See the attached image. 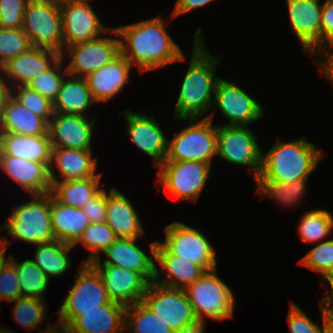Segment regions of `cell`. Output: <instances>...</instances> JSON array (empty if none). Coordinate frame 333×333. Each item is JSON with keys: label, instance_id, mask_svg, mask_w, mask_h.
<instances>
[{"label": "cell", "instance_id": "cell-1", "mask_svg": "<svg viewBox=\"0 0 333 333\" xmlns=\"http://www.w3.org/2000/svg\"><path fill=\"white\" fill-rule=\"evenodd\" d=\"M162 17L115 27L120 39V53L141 74L186 59L166 30Z\"/></svg>", "mask_w": 333, "mask_h": 333}, {"label": "cell", "instance_id": "cell-2", "mask_svg": "<svg viewBox=\"0 0 333 333\" xmlns=\"http://www.w3.org/2000/svg\"><path fill=\"white\" fill-rule=\"evenodd\" d=\"M201 27L194 34L189 68L183 76L174 108V118H203L212 109L215 88L220 77L216 69L221 58L211 54L201 37Z\"/></svg>", "mask_w": 333, "mask_h": 333}, {"label": "cell", "instance_id": "cell-3", "mask_svg": "<svg viewBox=\"0 0 333 333\" xmlns=\"http://www.w3.org/2000/svg\"><path fill=\"white\" fill-rule=\"evenodd\" d=\"M322 155V150L305 137L289 142L279 139L267 153L262 152L261 169L255 180L284 183L309 178Z\"/></svg>", "mask_w": 333, "mask_h": 333}, {"label": "cell", "instance_id": "cell-4", "mask_svg": "<svg viewBox=\"0 0 333 333\" xmlns=\"http://www.w3.org/2000/svg\"><path fill=\"white\" fill-rule=\"evenodd\" d=\"M142 302L175 333H205L185 290L150 282Z\"/></svg>", "mask_w": 333, "mask_h": 333}, {"label": "cell", "instance_id": "cell-5", "mask_svg": "<svg viewBox=\"0 0 333 333\" xmlns=\"http://www.w3.org/2000/svg\"><path fill=\"white\" fill-rule=\"evenodd\" d=\"M214 112L204 118H178L189 121L168 140V152L164 161H196L212 164L217 156V125H213Z\"/></svg>", "mask_w": 333, "mask_h": 333}, {"label": "cell", "instance_id": "cell-6", "mask_svg": "<svg viewBox=\"0 0 333 333\" xmlns=\"http://www.w3.org/2000/svg\"><path fill=\"white\" fill-rule=\"evenodd\" d=\"M32 196L30 202L11 208L10 216L0 230L14 239L33 245L53 241L55 235L51 222V194Z\"/></svg>", "mask_w": 333, "mask_h": 333}, {"label": "cell", "instance_id": "cell-7", "mask_svg": "<svg viewBox=\"0 0 333 333\" xmlns=\"http://www.w3.org/2000/svg\"><path fill=\"white\" fill-rule=\"evenodd\" d=\"M195 316L205 328L206 317L215 321L232 318L235 296L230 287L217 274V269L205 272L185 289Z\"/></svg>", "mask_w": 333, "mask_h": 333}, {"label": "cell", "instance_id": "cell-8", "mask_svg": "<svg viewBox=\"0 0 333 333\" xmlns=\"http://www.w3.org/2000/svg\"><path fill=\"white\" fill-rule=\"evenodd\" d=\"M76 281L68 291L58 310V330H64L80 311L100 308V304L112 303L102 278L89 263H81Z\"/></svg>", "mask_w": 333, "mask_h": 333}, {"label": "cell", "instance_id": "cell-9", "mask_svg": "<svg viewBox=\"0 0 333 333\" xmlns=\"http://www.w3.org/2000/svg\"><path fill=\"white\" fill-rule=\"evenodd\" d=\"M22 30L32 47L48 48L62 54L64 41L59 6L29 0L24 11Z\"/></svg>", "mask_w": 333, "mask_h": 333}, {"label": "cell", "instance_id": "cell-10", "mask_svg": "<svg viewBox=\"0 0 333 333\" xmlns=\"http://www.w3.org/2000/svg\"><path fill=\"white\" fill-rule=\"evenodd\" d=\"M157 183L173 198L197 202L210 176L211 165L196 161H163L156 170Z\"/></svg>", "mask_w": 333, "mask_h": 333}, {"label": "cell", "instance_id": "cell-11", "mask_svg": "<svg viewBox=\"0 0 333 333\" xmlns=\"http://www.w3.org/2000/svg\"><path fill=\"white\" fill-rule=\"evenodd\" d=\"M160 243L171 253L201 266L206 272L217 268L216 251L203 232L182 222L165 226Z\"/></svg>", "mask_w": 333, "mask_h": 333}, {"label": "cell", "instance_id": "cell-12", "mask_svg": "<svg viewBox=\"0 0 333 333\" xmlns=\"http://www.w3.org/2000/svg\"><path fill=\"white\" fill-rule=\"evenodd\" d=\"M258 136L248 126L217 125V155L223 161L247 166L255 180L260 173L262 151Z\"/></svg>", "mask_w": 333, "mask_h": 333}, {"label": "cell", "instance_id": "cell-13", "mask_svg": "<svg viewBox=\"0 0 333 333\" xmlns=\"http://www.w3.org/2000/svg\"><path fill=\"white\" fill-rule=\"evenodd\" d=\"M115 37L100 36L66 47L61 57H66L67 52L68 57H71L70 63L66 65L68 75L85 78L112 61L120 53V39L116 28Z\"/></svg>", "mask_w": 333, "mask_h": 333}, {"label": "cell", "instance_id": "cell-14", "mask_svg": "<svg viewBox=\"0 0 333 333\" xmlns=\"http://www.w3.org/2000/svg\"><path fill=\"white\" fill-rule=\"evenodd\" d=\"M64 48L103 36L115 35V27L102 24L89 0H77L60 7Z\"/></svg>", "mask_w": 333, "mask_h": 333}, {"label": "cell", "instance_id": "cell-15", "mask_svg": "<svg viewBox=\"0 0 333 333\" xmlns=\"http://www.w3.org/2000/svg\"><path fill=\"white\" fill-rule=\"evenodd\" d=\"M213 107L229 120L224 126H249L264 115L262 106L237 83L220 78L216 84Z\"/></svg>", "mask_w": 333, "mask_h": 333}, {"label": "cell", "instance_id": "cell-16", "mask_svg": "<svg viewBox=\"0 0 333 333\" xmlns=\"http://www.w3.org/2000/svg\"><path fill=\"white\" fill-rule=\"evenodd\" d=\"M119 115L125 117L126 134L131 142L148 157L153 158L156 169L166 159L168 152L169 139L161 125L154 116L146 114V111L136 113L128 109Z\"/></svg>", "mask_w": 333, "mask_h": 333}, {"label": "cell", "instance_id": "cell-17", "mask_svg": "<svg viewBox=\"0 0 333 333\" xmlns=\"http://www.w3.org/2000/svg\"><path fill=\"white\" fill-rule=\"evenodd\" d=\"M91 266L102 278L112 302L125 307L142 302L150 282L141 273L107 265Z\"/></svg>", "mask_w": 333, "mask_h": 333}, {"label": "cell", "instance_id": "cell-18", "mask_svg": "<svg viewBox=\"0 0 333 333\" xmlns=\"http://www.w3.org/2000/svg\"><path fill=\"white\" fill-rule=\"evenodd\" d=\"M136 241L137 239L132 238H118L103 252L109 258L103 262L97 258L89 264L114 266L135 271L152 282L155 278V248L158 241L150 243L152 257L147 255L139 245H136L138 244Z\"/></svg>", "mask_w": 333, "mask_h": 333}, {"label": "cell", "instance_id": "cell-19", "mask_svg": "<svg viewBox=\"0 0 333 333\" xmlns=\"http://www.w3.org/2000/svg\"><path fill=\"white\" fill-rule=\"evenodd\" d=\"M54 113L48 123L52 147L92 150L96 117Z\"/></svg>", "mask_w": 333, "mask_h": 333}, {"label": "cell", "instance_id": "cell-20", "mask_svg": "<svg viewBox=\"0 0 333 333\" xmlns=\"http://www.w3.org/2000/svg\"><path fill=\"white\" fill-rule=\"evenodd\" d=\"M291 29L305 53L314 56L320 50V0H286Z\"/></svg>", "mask_w": 333, "mask_h": 333}, {"label": "cell", "instance_id": "cell-21", "mask_svg": "<svg viewBox=\"0 0 333 333\" xmlns=\"http://www.w3.org/2000/svg\"><path fill=\"white\" fill-rule=\"evenodd\" d=\"M156 264L161 267V271L155 266L154 282L176 289L185 290L206 272L190 260L171 254L159 240L155 248Z\"/></svg>", "mask_w": 333, "mask_h": 333}, {"label": "cell", "instance_id": "cell-22", "mask_svg": "<svg viewBox=\"0 0 333 333\" xmlns=\"http://www.w3.org/2000/svg\"><path fill=\"white\" fill-rule=\"evenodd\" d=\"M98 158L92 150L52 147L49 176L51 182L81 180L95 177ZM60 174H56L55 171ZM61 180H60V177Z\"/></svg>", "mask_w": 333, "mask_h": 333}, {"label": "cell", "instance_id": "cell-23", "mask_svg": "<svg viewBox=\"0 0 333 333\" xmlns=\"http://www.w3.org/2000/svg\"><path fill=\"white\" fill-rule=\"evenodd\" d=\"M0 169L31 196L51 192L49 168L42 162L5 155L0 150Z\"/></svg>", "mask_w": 333, "mask_h": 333}, {"label": "cell", "instance_id": "cell-24", "mask_svg": "<svg viewBox=\"0 0 333 333\" xmlns=\"http://www.w3.org/2000/svg\"><path fill=\"white\" fill-rule=\"evenodd\" d=\"M132 67L119 53L108 64L86 76L85 80L94 100L105 103L121 93L130 80Z\"/></svg>", "mask_w": 333, "mask_h": 333}, {"label": "cell", "instance_id": "cell-25", "mask_svg": "<svg viewBox=\"0 0 333 333\" xmlns=\"http://www.w3.org/2000/svg\"><path fill=\"white\" fill-rule=\"evenodd\" d=\"M60 57L61 54L55 50L31 47L26 52L10 59L2 67L12 88L27 86L33 78L48 70Z\"/></svg>", "mask_w": 333, "mask_h": 333}, {"label": "cell", "instance_id": "cell-26", "mask_svg": "<svg viewBox=\"0 0 333 333\" xmlns=\"http://www.w3.org/2000/svg\"><path fill=\"white\" fill-rule=\"evenodd\" d=\"M126 307L119 303L100 304V308L80 311L63 331L66 333H125Z\"/></svg>", "mask_w": 333, "mask_h": 333}, {"label": "cell", "instance_id": "cell-27", "mask_svg": "<svg viewBox=\"0 0 333 333\" xmlns=\"http://www.w3.org/2000/svg\"><path fill=\"white\" fill-rule=\"evenodd\" d=\"M106 223L118 238L138 239L145 234L132 202L115 187L106 189Z\"/></svg>", "mask_w": 333, "mask_h": 333}, {"label": "cell", "instance_id": "cell-28", "mask_svg": "<svg viewBox=\"0 0 333 333\" xmlns=\"http://www.w3.org/2000/svg\"><path fill=\"white\" fill-rule=\"evenodd\" d=\"M0 150L5 155L42 162L48 168L51 164L52 145L49 133L37 136L0 133Z\"/></svg>", "mask_w": 333, "mask_h": 333}, {"label": "cell", "instance_id": "cell-29", "mask_svg": "<svg viewBox=\"0 0 333 333\" xmlns=\"http://www.w3.org/2000/svg\"><path fill=\"white\" fill-rule=\"evenodd\" d=\"M0 133L45 135L48 133V123L11 97L2 109Z\"/></svg>", "mask_w": 333, "mask_h": 333}, {"label": "cell", "instance_id": "cell-30", "mask_svg": "<svg viewBox=\"0 0 333 333\" xmlns=\"http://www.w3.org/2000/svg\"><path fill=\"white\" fill-rule=\"evenodd\" d=\"M94 103L97 102L92 97L85 78L67 74L53 102V109L54 113L87 116L86 111Z\"/></svg>", "mask_w": 333, "mask_h": 333}, {"label": "cell", "instance_id": "cell-31", "mask_svg": "<svg viewBox=\"0 0 333 333\" xmlns=\"http://www.w3.org/2000/svg\"><path fill=\"white\" fill-rule=\"evenodd\" d=\"M51 222L55 239L74 245L89 226L90 220L81 208L59 203L51 195Z\"/></svg>", "mask_w": 333, "mask_h": 333}, {"label": "cell", "instance_id": "cell-32", "mask_svg": "<svg viewBox=\"0 0 333 333\" xmlns=\"http://www.w3.org/2000/svg\"><path fill=\"white\" fill-rule=\"evenodd\" d=\"M101 177L102 173H98L97 176L87 179L51 182L50 194L59 203L83 208L87 201L103 190L100 188Z\"/></svg>", "mask_w": 333, "mask_h": 333}, {"label": "cell", "instance_id": "cell-33", "mask_svg": "<svg viewBox=\"0 0 333 333\" xmlns=\"http://www.w3.org/2000/svg\"><path fill=\"white\" fill-rule=\"evenodd\" d=\"M34 258L31 260L42 270L50 280L53 277L63 276L71 267V257L73 245L63 241L53 240L35 245Z\"/></svg>", "mask_w": 333, "mask_h": 333}, {"label": "cell", "instance_id": "cell-34", "mask_svg": "<svg viewBox=\"0 0 333 333\" xmlns=\"http://www.w3.org/2000/svg\"><path fill=\"white\" fill-rule=\"evenodd\" d=\"M308 178L292 182L279 183L273 180H254L256 191L262 197L276 199L281 206L296 207L304 198L307 190Z\"/></svg>", "mask_w": 333, "mask_h": 333}, {"label": "cell", "instance_id": "cell-35", "mask_svg": "<svg viewBox=\"0 0 333 333\" xmlns=\"http://www.w3.org/2000/svg\"><path fill=\"white\" fill-rule=\"evenodd\" d=\"M10 261L16 268V274L19 279L20 296L44 300L50 280L42 270L31 259H25L19 262L14 258V255L11 254Z\"/></svg>", "mask_w": 333, "mask_h": 333}, {"label": "cell", "instance_id": "cell-36", "mask_svg": "<svg viewBox=\"0 0 333 333\" xmlns=\"http://www.w3.org/2000/svg\"><path fill=\"white\" fill-rule=\"evenodd\" d=\"M130 333H175L163 323L143 303L138 302L127 306L124 314V332Z\"/></svg>", "mask_w": 333, "mask_h": 333}, {"label": "cell", "instance_id": "cell-37", "mask_svg": "<svg viewBox=\"0 0 333 333\" xmlns=\"http://www.w3.org/2000/svg\"><path fill=\"white\" fill-rule=\"evenodd\" d=\"M333 232L332 214L325 209H313L303 213L298 224V234L304 243L328 240Z\"/></svg>", "mask_w": 333, "mask_h": 333}, {"label": "cell", "instance_id": "cell-38", "mask_svg": "<svg viewBox=\"0 0 333 333\" xmlns=\"http://www.w3.org/2000/svg\"><path fill=\"white\" fill-rule=\"evenodd\" d=\"M117 239L118 237L106 222L90 223L73 246L81 243L88 248L90 255L86 260H82V263H90L100 258V253L103 254Z\"/></svg>", "mask_w": 333, "mask_h": 333}, {"label": "cell", "instance_id": "cell-39", "mask_svg": "<svg viewBox=\"0 0 333 333\" xmlns=\"http://www.w3.org/2000/svg\"><path fill=\"white\" fill-rule=\"evenodd\" d=\"M45 301L28 297L15 299L11 308L15 322L30 331L39 328L46 320L48 303Z\"/></svg>", "mask_w": 333, "mask_h": 333}, {"label": "cell", "instance_id": "cell-40", "mask_svg": "<svg viewBox=\"0 0 333 333\" xmlns=\"http://www.w3.org/2000/svg\"><path fill=\"white\" fill-rule=\"evenodd\" d=\"M315 245L298 264L319 273L329 285L333 284V239Z\"/></svg>", "mask_w": 333, "mask_h": 333}, {"label": "cell", "instance_id": "cell-41", "mask_svg": "<svg viewBox=\"0 0 333 333\" xmlns=\"http://www.w3.org/2000/svg\"><path fill=\"white\" fill-rule=\"evenodd\" d=\"M320 303L322 327L315 324L306 313L293 301H290L289 314L287 316L290 333H324L332 324L329 308L324 297Z\"/></svg>", "mask_w": 333, "mask_h": 333}, {"label": "cell", "instance_id": "cell-42", "mask_svg": "<svg viewBox=\"0 0 333 333\" xmlns=\"http://www.w3.org/2000/svg\"><path fill=\"white\" fill-rule=\"evenodd\" d=\"M64 58L60 57L48 70L33 78L27 86L54 102L60 90L61 83L68 74L64 69ZM62 73V74H61Z\"/></svg>", "mask_w": 333, "mask_h": 333}, {"label": "cell", "instance_id": "cell-43", "mask_svg": "<svg viewBox=\"0 0 333 333\" xmlns=\"http://www.w3.org/2000/svg\"><path fill=\"white\" fill-rule=\"evenodd\" d=\"M28 36L21 29L0 27V67L10 59L26 52L31 48Z\"/></svg>", "mask_w": 333, "mask_h": 333}, {"label": "cell", "instance_id": "cell-44", "mask_svg": "<svg viewBox=\"0 0 333 333\" xmlns=\"http://www.w3.org/2000/svg\"><path fill=\"white\" fill-rule=\"evenodd\" d=\"M12 97L31 112L42 117L47 123L54 115L53 102L28 86L13 87Z\"/></svg>", "mask_w": 333, "mask_h": 333}, {"label": "cell", "instance_id": "cell-45", "mask_svg": "<svg viewBox=\"0 0 333 333\" xmlns=\"http://www.w3.org/2000/svg\"><path fill=\"white\" fill-rule=\"evenodd\" d=\"M29 0H0V27L21 29Z\"/></svg>", "mask_w": 333, "mask_h": 333}, {"label": "cell", "instance_id": "cell-46", "mask_svg": "<svg viewBox=\"0 0 333 333\" xmlns=\"http://www.w3.org/2000/svg\"><path fill=\"white\" fill-rule=\"evenodd\" d=\"M20 296L19 279L15 265L9 260L0 274V308L1 302H12Z\"/></svg>", "mask_w": 333, "mask_h": 333}, {"label": "cell", "instance_id": "cell-47", "mask_svg": "<svg viewBox=\"0 0 333 333\" xmlns=\"http://www.w3.org/2000/svg\"><path fill=\"white\" fill-rule=\"evenodd\" d=\"M320 50L333 45V0H324L321 9Z\"/></svg>", "mask_w": 333, "mask_h": 333}, {"label": "cell", "instance_id": "cell-48", "mask_svg": "<svg viewBox=\"0 0 333 333\" xmlns=\"http://www.w3.org/2000/svg\"><path fill=\"white\" fill-rule=\"evenodd\" d=\"M90 223H102L106 221V189L103 190L94 198L87 201L81 208Z\"/></svg>", "mask_w": 333, "mask_h": 333}, {"label": "cell", "instance_id": "cell-49", "mask_svg": "<svg viewBox=\"0 0 333 333\" xmlns=\"http://www.w3.org/2000/svg\"><path fill=\"white\" fill-rule=\"evenodd\" d=\"M332 47L333 45H330L319 50L314 55V57H316L314 61L318 64L317 67H320V71L323 77L327 78V80H329L333 84V52L331 51ZM322 51L324 53H322ZM324 57L326 59H324Z\"/></svg>", "mask_w": 333, "mask_h": 333}, {"label": "cell", "instance_id": "cell-50", "mask_svg": "<svg viewBox=\"0 0 333 333\" xmlns=\"http://www.w3.org/2000/svg\"><path fill=\"white\" fill-rule=\"evenodd\" d=\"M214 1L215 0H177L175 3V8L171 13V17L174 19L176 16H179L183 13L210 5V3Z\"/></svg>", "mask_w": 333, "mask_h": 333}, {"label": "cell", "instance_id": "cell-51", "mask_svg": "<svg viewBox=\"0 0 333 333\" xmlns=\"http://www.w3.org/2000/svg\"><path fill=\"white\" fill-rule=\"evenodd\" d=\"M5 77L6 73L4 71V68L0 67V116L3 107L5 106L7 101L12 97V86Z\"/></svg>", "mask_w": 333, "mask_h": 333}, {"label": "cell", "instance_id": "cell-52", "mask_svg": "<svg viewBox=\"0 0 333 333\" xmlns=\"http://www.w3.org/2000/svg\"><path fill=\"white\" fill-rule=\"evenodd\" d=\"M2 236V238L0 237V274L2 271V268L5 266V264L10 260L11 257V253L10 255L6 258V253H7V249L11 244V241L6 239L7 237Z\"/></svg>", "mask_w": 333, "mask_h": 333}, {"label": "cell", "instance_id": "cell-53", "mask_svg": "<svg viewBox=\"0 0 333 333\" xmlns=\"http://www.w3.org/2000/svg\"><path fill=\"white\" fill-rule=\"evenodd\" d=\"M330 291H326L325 294H323V297L325 298L329 312L331 317V323L333 325V284H330Z\"/></svg>", "mask_w": 333, "mask_h": 333}, {"label": "cell", "instance_id": "cell-54", "mask_svg": "<svg viewBox=\"0 0 333 333\" xmlns=\"http://www.w3.org/2000/svg\"><path fill=\"white\" fill-rule=\"evenodd\" d=\"M40 333H66L63 330H58L56 326L53 325H47L46 328L40 330Z\"/></svg>", "mask_w": 333, "mask_h": 333}, {"label": "cell", "instance_id": "cell-55", "mask_svg": "<svg viewBox=\"0 0 333 333\" xmlns=\"http://www.w3.org/2000/svg\"><path fill=\"white\" fill-rule=\"evenodd\" d=\"M40 1H44V2H48V3H51V4H54L56 6H63V5H66L68 3H72L74 1H77V0H40Z\"/></svg>", "mask_w": 333, "mask_h": 333}, {"label": "cell", "instance_id": "cell-56", "mask_svg": "<svg viewBox=\"0 0 333 333\" xmlns=\"http://www.w3.org/2000/svg\"><path fill=\"white\" fill-rule=\"evenodd\" d=\"M324 333H333V325L331 324Z\"/></svg>", "mask_w": 333, "mask_h": 333}]
</instances>
